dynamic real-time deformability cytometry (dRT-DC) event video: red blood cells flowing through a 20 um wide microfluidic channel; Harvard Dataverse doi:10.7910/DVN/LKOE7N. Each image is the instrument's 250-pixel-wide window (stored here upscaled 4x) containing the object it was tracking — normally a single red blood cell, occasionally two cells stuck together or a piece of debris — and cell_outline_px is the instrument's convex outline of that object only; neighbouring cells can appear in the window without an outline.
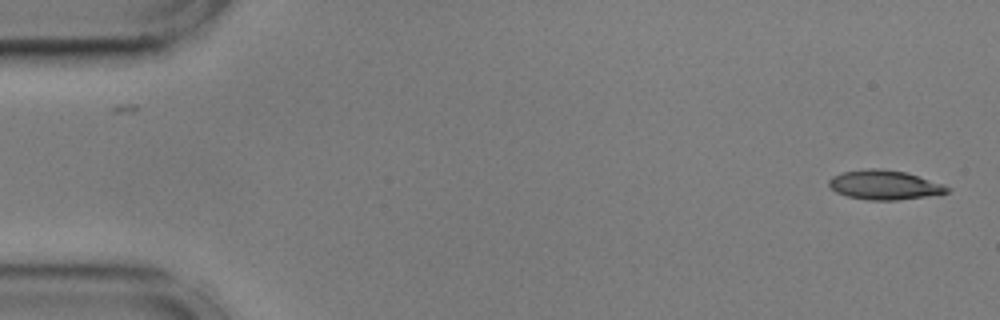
{"species": "common noctule bat (a hibernating species)", "species_latin": "Nyctalus noctula", "temperature_condition": "cold", "stored_images_in_passage": 54, "camera_frame_rate_fps": 3000, "um_per_image_px": 0.085, "animal": {"sex": "male", "body_mass_g": 17.9, "forearm_length_mm": 54.2}, "frame": {"image": 1, "passage_image": 1, "time_ms": 0.0, "image_size_px": [1000, 320], "cell_outline_px": [[952, 188], [948, 192], [924, 196], [896, 200], [868, 200], [848, 196], [836, 192], [828, 184], [828, 180], [832, 176], [840, 172], [868, 168], [872, 168], [904, 172], [944, 184]], "centroid_in_image_um": [75.14, 15.71], "position_along_channel_um": 9.9, "area_um2": 20.0}}
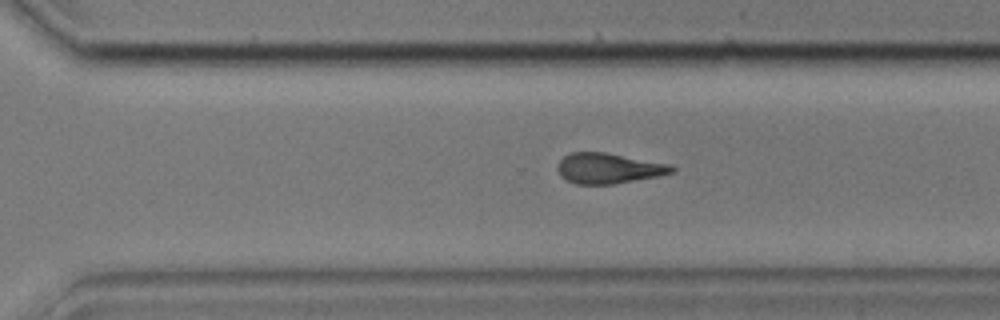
{"frame": {"image": 2, "passage_image": 37, "time_ms": 12.0, "image_size_px": [1000, 320], "cell_outline_px": [[676, 168], [672, 172], [656, 176], [612, 184], [576, 184], [560, 176], [556, 168], [556, 164], [568, 152], [604, 152], [672, 164]], "centroid_in_image_um": [51.68, 14.29], "position_along_channel_um": 318.9, "area_um2": 20.23}}
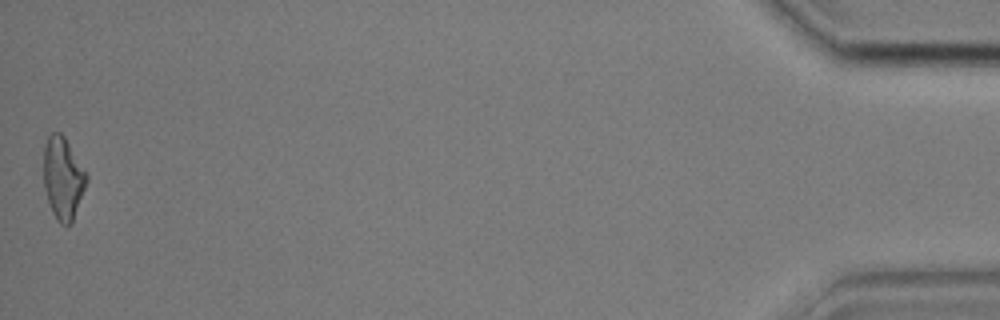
{"frame": {"image": 3, "passage_image": 54, "time_ms": 17.667, "image_size_px": [1000, 320], "cell_outline_px": [[88, 180], [72, 224], [60, 224], [56, 220], [52, 212], [44, 188], [44, 144], [48, 136], [52, 132], [60, 132], [64, 136], [88, 176]], "centroid_in_image_um": [5.35, 15.16], "position_along_channel_um": 429.9, "area_um2": 20.52}, "authors_computed_cell_mechanics": {"area_um2": 20.5768, "velocity_mm_per_s": 3.6067, "shape_relaxation_time_tau1_ms": 5.4813, "shape_relaxation_time_tau2_ms": 4.7941, "deformation_change_tau1": 0.1813, "deformation_change_tau2": 0.1658}}